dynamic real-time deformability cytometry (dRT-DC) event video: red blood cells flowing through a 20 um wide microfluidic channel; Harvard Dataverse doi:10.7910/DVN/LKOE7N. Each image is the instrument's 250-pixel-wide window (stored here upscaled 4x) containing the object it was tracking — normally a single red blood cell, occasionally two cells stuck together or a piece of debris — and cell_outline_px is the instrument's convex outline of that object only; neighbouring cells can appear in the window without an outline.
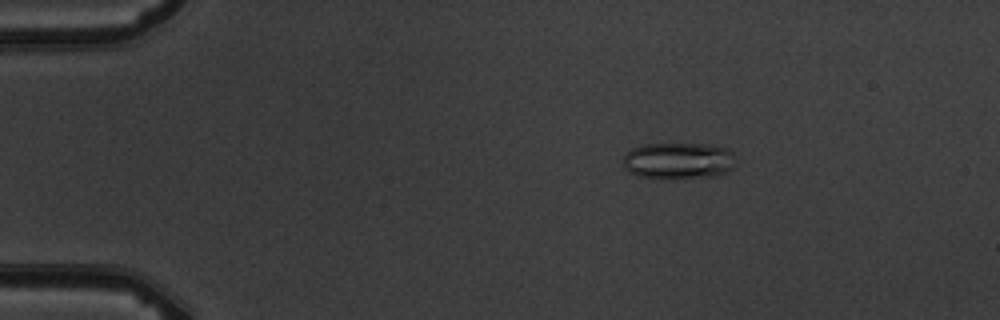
{"species": "common noctule bat (a hibernating species)", "species_latin": "Nyctalus noctula", "temperature_condition": "warm", "stored_images_in_passage": 5, "camera_frame_rate_fps": 3000, "um_per_image_px": 0.085, "animal": {"sex": "male", "body_mass_g": 19.5, "forearm_length_mm": 54.6}, "frame": {"image": 1, "passage_image": 3, "time_ms": 2.333, "image_size_px": [1000, 320], "cell_outline_px": [[732, 168], [728, 172], [716, 176], [672, 180], [664, 180], [640, 176], [628, 172], [624, 168], [624, 156], [632, 148], [644, 144], [696, 144], [728, 148], [732, 152]], "centroid_in_image_um": [57.63, 13.7], "position_along_channel_um": 27.4, "area_um2": 24.22}}